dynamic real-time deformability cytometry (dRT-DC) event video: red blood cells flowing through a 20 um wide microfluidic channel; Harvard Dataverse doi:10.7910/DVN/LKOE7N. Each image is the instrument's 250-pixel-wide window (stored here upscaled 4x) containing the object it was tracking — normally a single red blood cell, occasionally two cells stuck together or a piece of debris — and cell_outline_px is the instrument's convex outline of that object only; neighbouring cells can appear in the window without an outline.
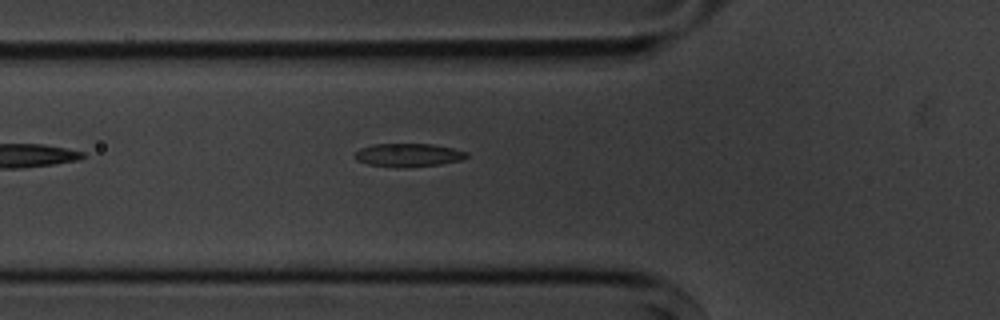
{"species": "common noctule bat (a hibernating species)", "species_latin": "Nyctalus noctula", "temperature_condition": "cold", "stored_images_in_passage": 2, "camera_frame_rate_fps": 3000, "um_per_image_px": 0.085, "animal": {"sex": "male", "body_mass_g": 20.1, "forearm_length_mm": 53.5}, "frame": {"image": 1, "passage_image": 2, "time_ms": 1.333, "image_size_px": [1000, 320], "cell_outline_px": [[468, 156], [460, 160], [440, 164], [368, 164], [356, 160], [352, 156], [360, 148], [372, 144], [432, 144], [452, 148], [468, 152]], "centroid_in_image_um": [34.7, 13.11], "position_along_channel_um": 91.1, "area_um2": 14.16}}